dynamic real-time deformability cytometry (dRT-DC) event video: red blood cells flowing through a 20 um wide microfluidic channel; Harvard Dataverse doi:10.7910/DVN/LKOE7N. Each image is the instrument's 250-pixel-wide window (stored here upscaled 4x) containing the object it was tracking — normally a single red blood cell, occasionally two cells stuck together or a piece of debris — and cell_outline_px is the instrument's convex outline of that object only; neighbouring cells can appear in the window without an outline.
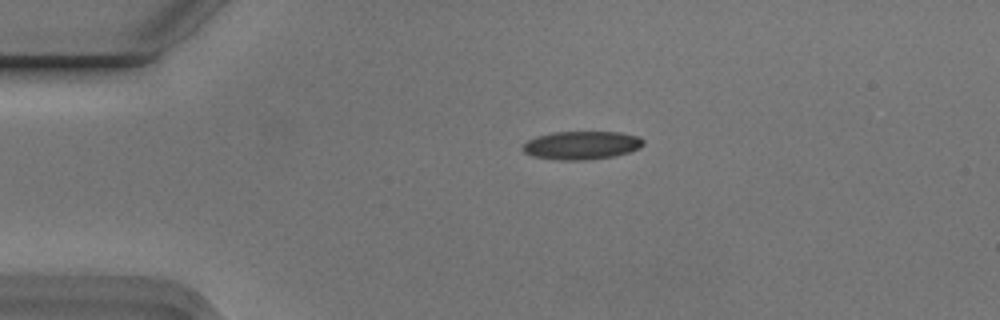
{"species": "Egyptian fruit bat (a non-hibernating species)", "species_latin": "Rousettus aegyptiacus", "temperature_condition": "cold", "stored_images_in_passage": 2, "camera_frame_rate_fps": 3000, "um_per_image_px": 0.085, "animal": {"sex": "male"}, "frame": {"image": 1, "passage_image": 1, "time_ms": 0.0, "image_size_px": [1000, 320], "cell_outline_px": [[644, 144], [640, 148], [616, 156], [588, 160], [556, 160], [532, 156], [524, 152], [524, 144], [528, 140], [536, 136], [552, 132], [620, 132], [640, 136], [644, 140]], "centroid_in_image_um": [49.47, 12.35], "position_along_channel_um": 35.5, "area_um2": 20.06}}